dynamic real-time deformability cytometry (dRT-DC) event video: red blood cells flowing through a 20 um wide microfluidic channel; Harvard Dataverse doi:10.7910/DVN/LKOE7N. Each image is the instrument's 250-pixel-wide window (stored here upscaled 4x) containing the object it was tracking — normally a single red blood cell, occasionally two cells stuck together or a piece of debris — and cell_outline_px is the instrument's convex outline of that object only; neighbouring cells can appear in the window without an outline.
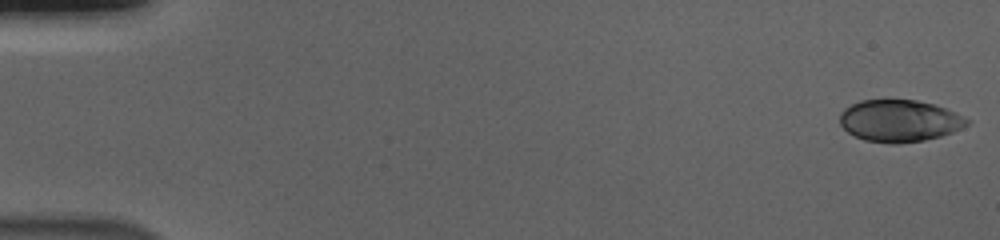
{"species": "human", "species_latin": "Homo sapiens", "temperature_condition": "cold", "stored_images_in_passage": 56, "camera_frame_rate_fps": 3000, "um_per_image_px": 0.085, "donor": {"sex": "male"}, "frame": {"image": 1, "passage_image": 1, "time_ms": 0.0, "image_size_px": [1000, 240], "cell_outline_px": [[972, 120], [968, 124], [952, 132], [940, 136], [924, 140], [896, 144], [892, 144], [864, 140], [848, 132], [840, 124], [840, 112], [844, 108], [860, 100], [884, 96], [916, 100], [932, 104], [956, 112]], "centroid_in_image_um": [76.42, 10.22], "position_along_channel_um": 8.6, "area_um2": 31.85}}
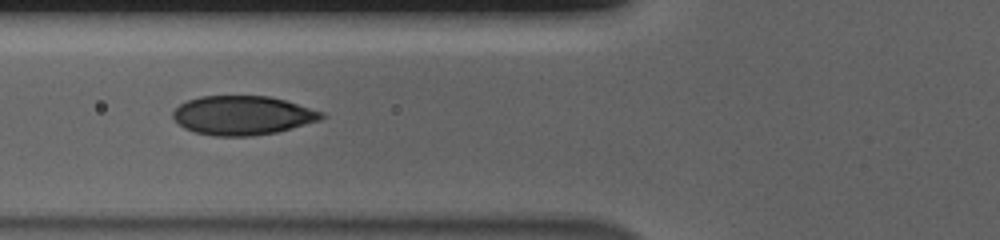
{"frame": {"image": 2, "passage_image": 22, "time_ms": 7.0, "image_size_px": [1000, 240], "cell_outline_px": [[324, 116], [320, 120], [276, 132], [252, 136], [212, 136], [196, 132], [184, 128], [172, 116], [172, 112], [180, 104], [188, 100], [200, 96], [268, 96], [284, 100], [324, 112]], "centroid_in_image_um": [20.6, 9.8], "position_along_channel_um": 105.2, "area_um2": 33.58}}
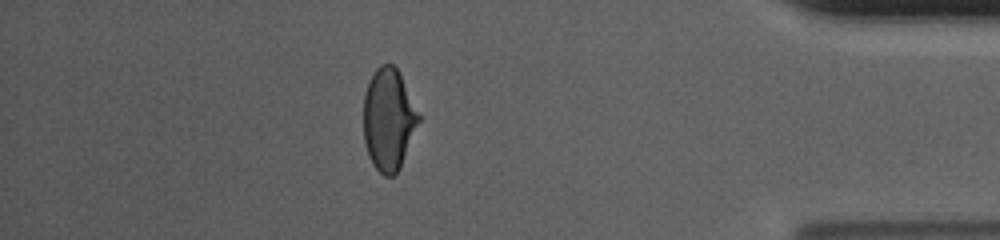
{"frame": {"image": 3, "passage_image": 49, "time_ms": 16.0, "image_size_px": [1000, 240], "cell_outline_px": [[420, 120], [400, 168], [392, 176], [384, 176], [372, 164], [368, 156], [364, 144], [364, 92], [376, 68], [380, 64], [392, 64], [400, 72], [420, 116]], "centroid_in_image_um": [33.02, 10.15], "position_along_channel_um": 402.2, "area_um2": 32.71}, "authors_computed_cell_mechanics": {"area_um2": 33.4662, "velocity_mm_per_s": 3.7093, "shape_relaxation_time_tau1_ms": 7.141, "shape_relaxation_time_tau2_ms": 1.1085, "deformation_change_tau1": 0.1745, "deformation_change_tau2": 0.0499}}